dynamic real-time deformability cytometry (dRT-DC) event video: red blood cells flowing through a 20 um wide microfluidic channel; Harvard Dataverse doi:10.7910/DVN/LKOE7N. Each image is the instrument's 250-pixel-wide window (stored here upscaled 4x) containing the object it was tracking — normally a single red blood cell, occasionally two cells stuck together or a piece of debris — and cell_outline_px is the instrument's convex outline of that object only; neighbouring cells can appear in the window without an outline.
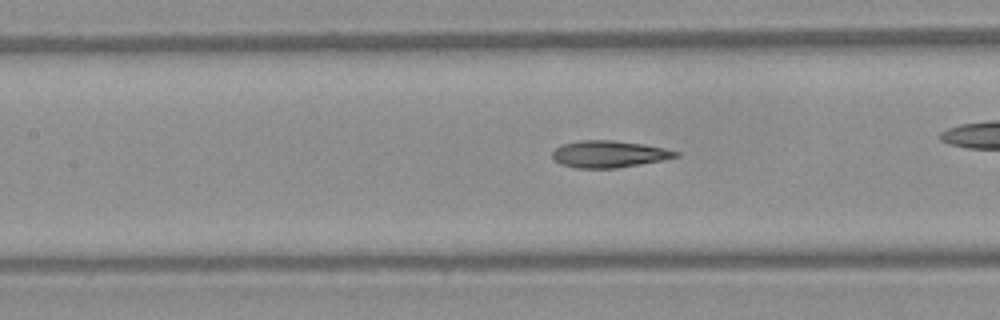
{"species": "Egyptian fruit bat (a non-hibernating species)", "species_latin": "Rousettus aegyptiacus", "temperature_condition": "warm", "stored_images_in_passage": 49, "camera_frame_rate_fps": 3000, "um_per_image_px": 0.085, "frame": {"image": 1, "passage_image": 22, "time_ms": 7.0, "image_size_px": [1000, 320], "cell_outline_px": [[680, 156], [640, 164], [616, 168], [576, 168], [560, 164], [552, 156], [552, 152], [556, 148], [564, 144], [580, 140], [612, 140], [644, 144], [664, 148], [680, 152]], "centroid_in_image_um": [51.77, 13.09], "position_along_channel_um": 155.6, "area_um2": 19.19}}
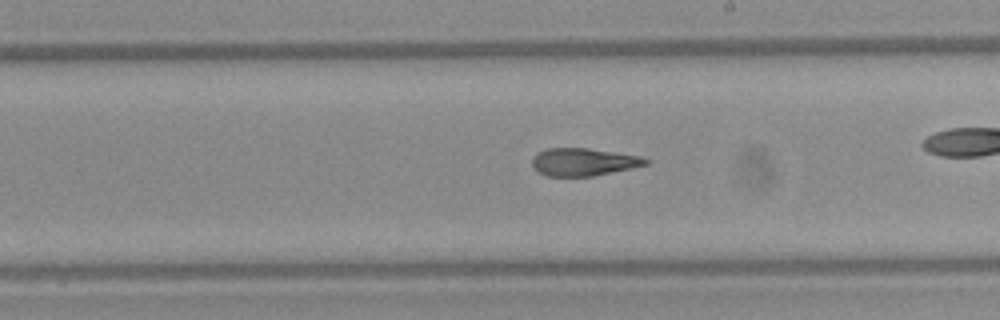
{"frame": {"image": 2, "passage_image": 28, "time_ms": 9.0, "image_size_px": [1000, 320], "cell_outline_px": [[652, 160], [648, 164], [632, 168], [592, 176], [548, 176], [540, 172], [532, 164], [532, 160], [536, 152], [548, 148], [588, 148], [640, 156]], "centroid_in_image_um": [49.62, 13.76], "position_along_channel_um": 239.4, "area_um2": 18.21}, "authors_computed_cell_mechanics": {"area_um2": 19.652, "velocity_mm_per_s": 4.2043, "shape_relaxation_time_tau1_ms": null, "shape_relaxation_time_tau2_ms": 2.8311, "deformation_change_tau1": null, "deformation_change_tau2": 0.1246}}